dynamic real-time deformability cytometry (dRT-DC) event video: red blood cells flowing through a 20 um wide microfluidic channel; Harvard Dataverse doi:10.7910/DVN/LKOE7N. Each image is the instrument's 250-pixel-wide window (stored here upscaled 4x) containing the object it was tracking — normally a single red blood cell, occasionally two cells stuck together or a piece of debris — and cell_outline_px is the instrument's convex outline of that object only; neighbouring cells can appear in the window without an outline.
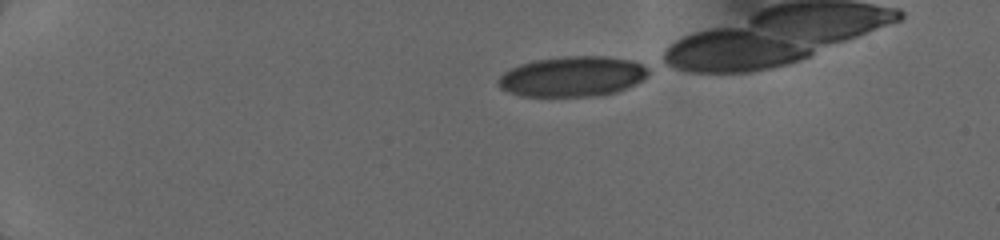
{"species": "human", "species_latin": "Homo sapiens", "temperature_condition": "cold", "stored_images_in_passage": 27, "camera_frame_rate_fps": 3000, "um_per_image_px": 0.085, "donor": {"sex": "female"}, "frame": {"image": 1, "passage_image": 1, "time_ms": 0.0, "image_size_px": [1000, 240], "cell_outline_px": [[648, 76], [644, 80], [616, 92], [588, 96], [520, 96], [508, 92], [500, 88], [496, 80], [504, 72], [520, 64], [536, 60], [568, 56], [604, 56], [632, 60], [644, 64], [648, 68]], "centroid_in_image_um": [48.66, 6.5], "position_along_channel_um": 36.3, "area_um2": 35.2}}
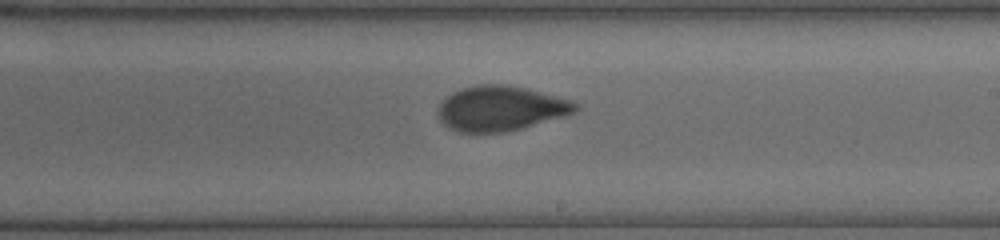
{"frame": {"image": 2, "passage_image": 13, "time_ms": 7.0, "image_size_px": [1000, 240], "cell_outline_px": [[580, 108], [576, 112], [564, 116], [520, 128], [504, 132], [460, 132], [448, 128], [440, 120], [436, 112], [440, 104], [452, 92], [464, 88], [480, 84], [504, 84], [524, 88], [568, 100], [576, 104]], "centroid_in_image_um": [42.5, 9.22], "position_along_channel_um": 246.5, "area_um2": 35.43}}
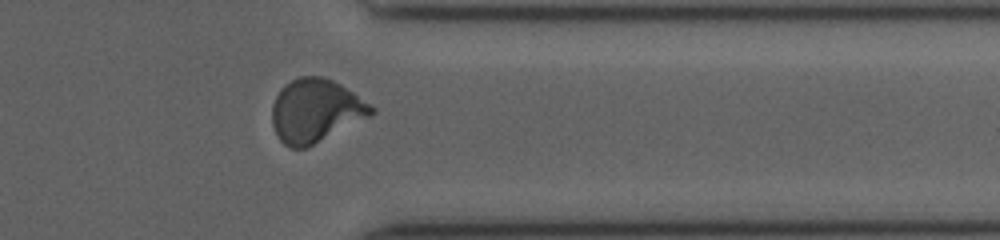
{"frame": {"image": 3, "passage_image": 23, "time_ms": 10.333, "image_size_px": [1000, 240], "cell_outline_px": [[376, 112], [372, 116], [308, 148], [288, 148], [280, 140], [272, 124], [272, 104], [280, 88], [284, 84], [300, 76], [320, 76], [332, 80], [340, 84], [376, 108]], "centroid_in_image_um": [26.83, 9.43], "position_along_channel_um": 384.6, "area_um2": 36.93}}